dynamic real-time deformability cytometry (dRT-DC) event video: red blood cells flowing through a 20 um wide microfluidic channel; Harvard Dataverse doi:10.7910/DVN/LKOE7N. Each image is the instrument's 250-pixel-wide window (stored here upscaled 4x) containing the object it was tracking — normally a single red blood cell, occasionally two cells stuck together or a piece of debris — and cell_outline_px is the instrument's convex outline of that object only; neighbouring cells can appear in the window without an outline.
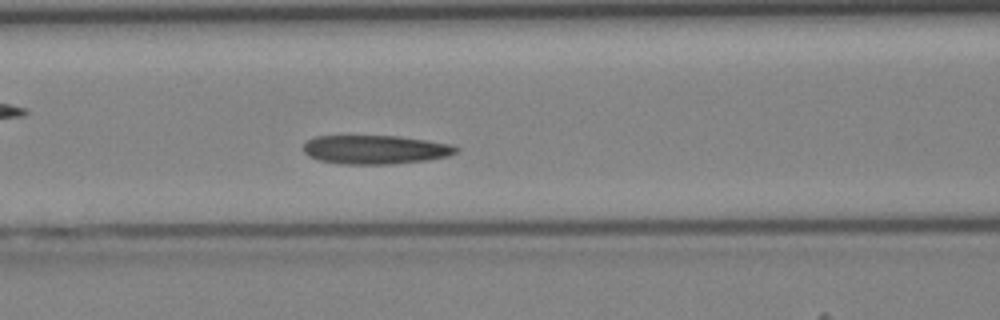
{"species": "Egyptian fruit bat (a non-hibernating species)", "species_latin": "Rousettus aegyptiacus", "temperature_condition": "cold", "stored_images_in_passage": 43, "camera_frame_rate_fps": 3000, "um_per_image_px": 0.085, "animal": {"sex": "female"}, "frame": {"image": 1, "passage_image": 18, "time_ms": 5.667, "image_size_px": [1000, 320], "cell_outline_px": [[460, 148], [456, 152], [448, 156], [428, 160], [388, 164], [340, 164], [316, 160], [308, 156], [304, 152], [304, 144], [308, 140], [316, 136], [400, 136], [428, 140], [452, 144]], "centroid_in_image_um": [31.91, 12.72], "position_along_channel_um": 134.7, "area_um2": 25.84}}
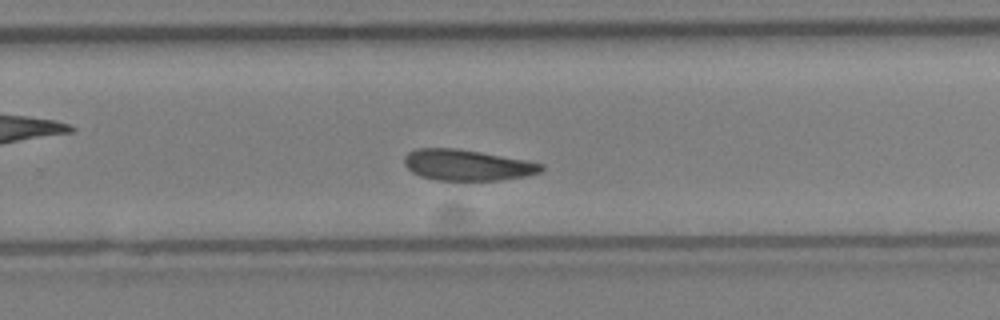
{"frame": {"image": 2, "passage_image": 28, "time_ms": 9.0, "image_size_px": [1000, 320], "cell_outline_px": [[544, 168], [540, 172], [528, 176], [500, 180], [436, 180], [420, 176], [412, 172], [404, 164], [404, 156], [408, 152], [416, 148], [456, 148], [480, 152], [524, 160], [544, 164]], "centroid_in_image_um": [39.69, 14.03], "position_along_channel_um": 290.1, "area_um2": 24.68}}
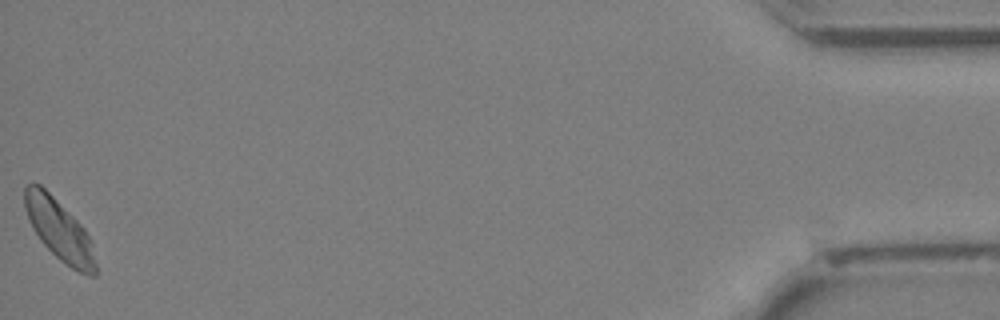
{"frame": {"image": 3, "passage_image": 43, "time_ms": 14.0, "image_size_px": [1000, 320], "cell_outline_px": [[96, 276], [88, 276], [72, 268], [60, 260], [40, 240], [32, 228], [28, 220], [24, 208], [24, 188], [32, 180], [40, 184], [84, 228], [88, 236], [96, 264]], "centroid_in_image_um": [4.99, 19.52], "position_along_channel_um": 430.2, "area_um2": 24.8}}